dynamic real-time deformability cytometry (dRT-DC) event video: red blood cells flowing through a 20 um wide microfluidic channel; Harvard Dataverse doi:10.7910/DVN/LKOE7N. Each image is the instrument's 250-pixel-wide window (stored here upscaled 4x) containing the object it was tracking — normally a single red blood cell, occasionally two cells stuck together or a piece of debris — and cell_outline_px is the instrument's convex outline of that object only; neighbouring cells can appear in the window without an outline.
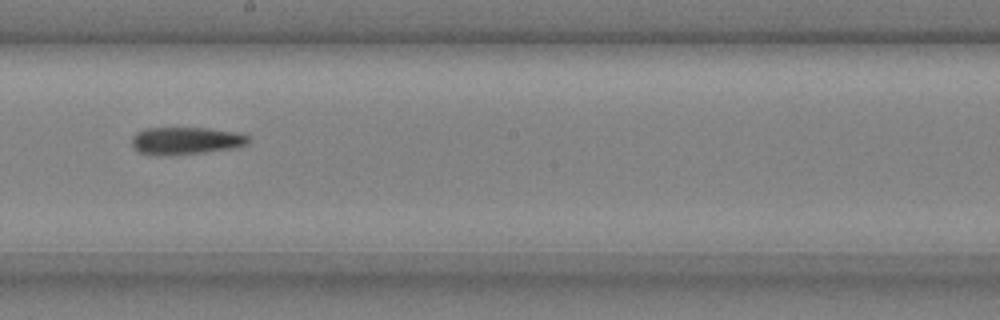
{"species": "common noctule bat (a hibernating species)", "species_latin": "Nyctalus noctula", "temperature_condition": "cold", "stored_images_in_passage": 6, "camera_frame_rate_fps": 3000, "um_per_image_px": 0.085, "animal": {"sex": "male", "body_mass_g": 20.4}, "frame": {"image": 1, "passage_image": 5, "time_ms": 1.333, "image_size_px": [1000, 320], "cell_outline_px": [[248, 144], [232, 148], [204, 152], [172, 156], [156, 156], [140, 152], [132, 148], [132, 136], [136, 132], [144, 128], [208, 128], [240, 132], [248, 136]], "centroid_in_image_um": [15.76, 11.97], "position_along_channel_um": 232.4, "area_um2": 18.96}}
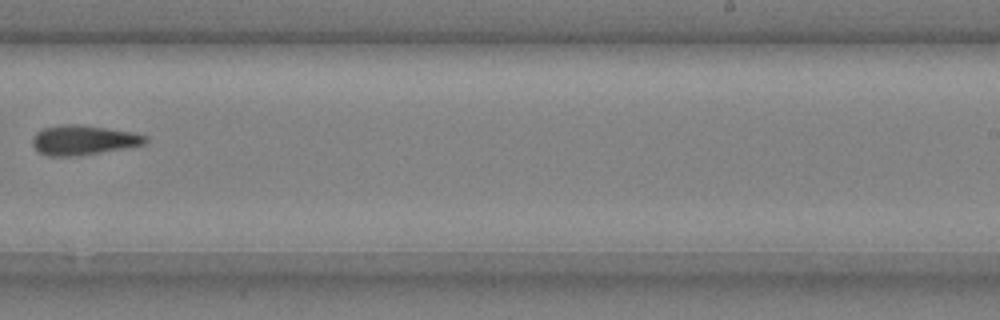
{"frame": {"image": 2, "passage_image": 6, "time_ms": 1.667, "image_size_px": [1000, 320], "cell_outline_px": [[148, 140], [144, 144], [100, 152], [76, 156], [48, 156], [40, 152], [32, 144], [32, 136], [36, 132], [44, 128], [72, 124], [76, 124], [132, 132], [148, 136]], "centroid_in_image_um": [7.07, 11.91], "position_along_channel_um": 281.9, "area_um2": 19.13}}